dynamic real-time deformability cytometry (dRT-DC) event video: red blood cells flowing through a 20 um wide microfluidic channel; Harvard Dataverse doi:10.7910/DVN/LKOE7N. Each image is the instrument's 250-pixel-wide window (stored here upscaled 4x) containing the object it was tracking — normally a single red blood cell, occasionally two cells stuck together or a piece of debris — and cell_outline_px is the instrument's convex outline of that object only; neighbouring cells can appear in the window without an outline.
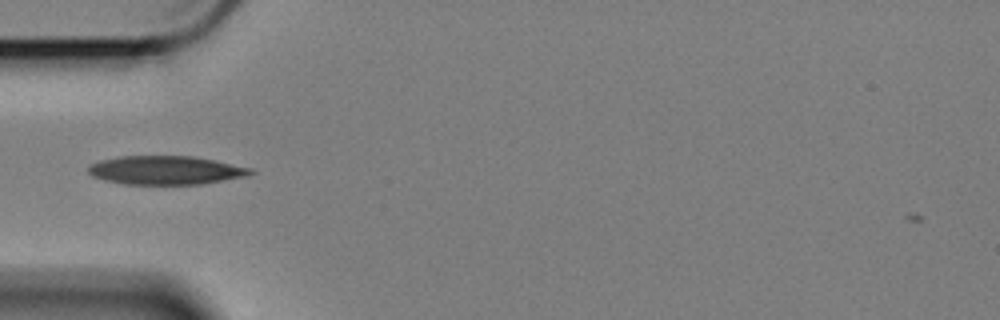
{"species": "Egyptian fruit bat (a non-hibernating species)", "species_latin": "Rousettus aegyptiacus", "temperature_condition": "cold", "stored_images_in_passage": 42, "camera_frame_rate_fps": 3000, "um_per_image_px": 0.085, "animal": {"sex": "female"}, "frame": {"image": 1, "passage_image": 2, "time_ms": 0.333, "image_size_px": [1000, 320], "cell_outline_px": [[256, 172], [248, 176], [200, 184], [124, 184], [104, 180], [92, 176], [88, 172], [88, 168], [92, 164], [100, 160], [120, 156], [192, 156], [252, 168]], "centroid_in_image_um": [14.09, 14.47], "position_along_channel_um": 70.9, "area_um2": 26.99}}
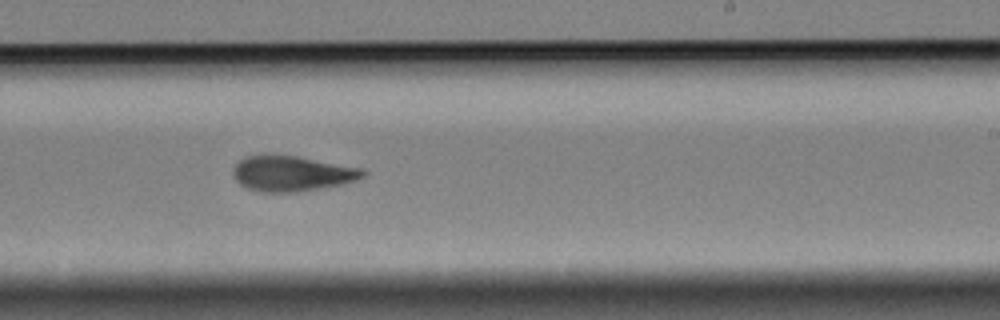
{"frame": {"image": 2, "passage_image": 19, "time_ms": 6.0, "image_size_px": [1000, 320], "cell_outline_px": [[368, 172], [364, 176], [356, 180], [340, 184], [296, 192], [264, 192], [248, 188], [240, 184], [236, 180], [236, 164], [240, 160], [248, 156], [296, 156], [360, 168]], "centroid_in_image_um": [24.85, 14.76], "position_along_channel_um": 264.1, "area_um2": 25.84}}
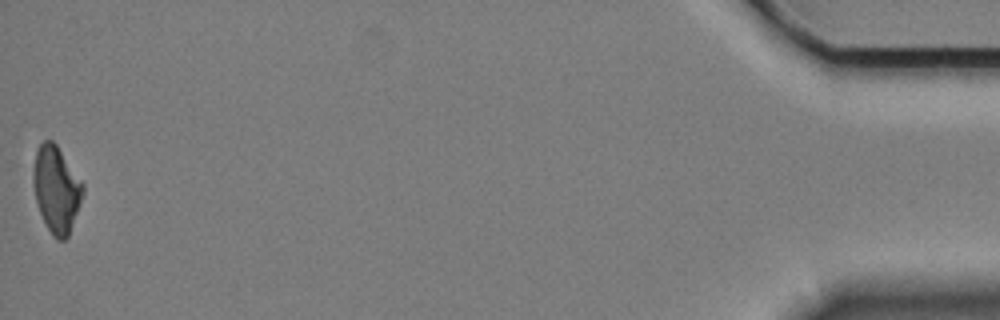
{"frame": {"image": 3, "passage_image": 42, "time_ms": 13.667, "image_size_px": [1000, 320], "cell_outline_px": [[84, 192], [68, 236], [64, 240], [56, 240], [52, 236], [40, 212], [36, 200], [32, 184], [32, 172], [36, 152], [40, 144], [44, 140], [52, 140], [56, 144], [84, 184]], "centroid_in_image_um": [4.78, 16.08], "position_along_channel_um": 430.4, "area_um2": 24.85}, "authors_computed_cell_mechanics": {"area_um2": 26.1256, "velocity_mm_per_s": 3.3939, "shape_relaxation_time_tau1_ms": 4.2533, "shape_relaxation_time_tau2_ms": 5.3519, "deformation_change_tau1": 0.1398, "deformation_change_tau2": 0.1103}}